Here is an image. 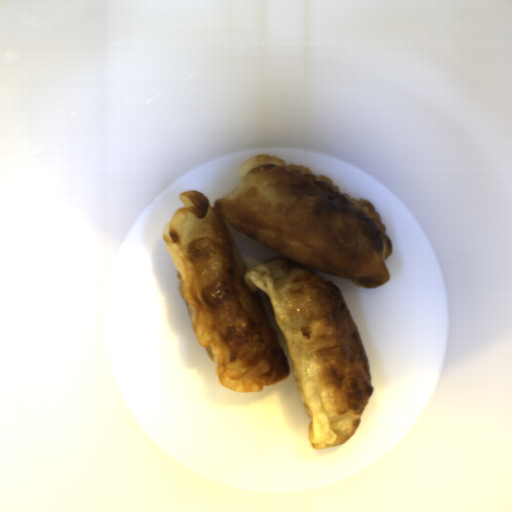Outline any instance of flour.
Wrapping results in <instances>:
<instances>
[{"label":"flour","mask_w":512,"mask_h":512,"mask_svg":"<svg viewBox=\"0 0 512 512\" xmlns=\"http://www.w3.org/2000/svg\"><path fill=\"white\" fill-rule=\"evenodd\" d=\"M237 173L236 187L212 206L201 191L179 193L184 205L163 226L191 330L222 386L257 393L279 383L290 366L261 290L310 445H342L373 393L370 364L341 291L310 269L378 289L391 279L393 243L372 201L310 167L261 153Z\"/></svg>","instance_id":"flour-1"}]
</instances>
